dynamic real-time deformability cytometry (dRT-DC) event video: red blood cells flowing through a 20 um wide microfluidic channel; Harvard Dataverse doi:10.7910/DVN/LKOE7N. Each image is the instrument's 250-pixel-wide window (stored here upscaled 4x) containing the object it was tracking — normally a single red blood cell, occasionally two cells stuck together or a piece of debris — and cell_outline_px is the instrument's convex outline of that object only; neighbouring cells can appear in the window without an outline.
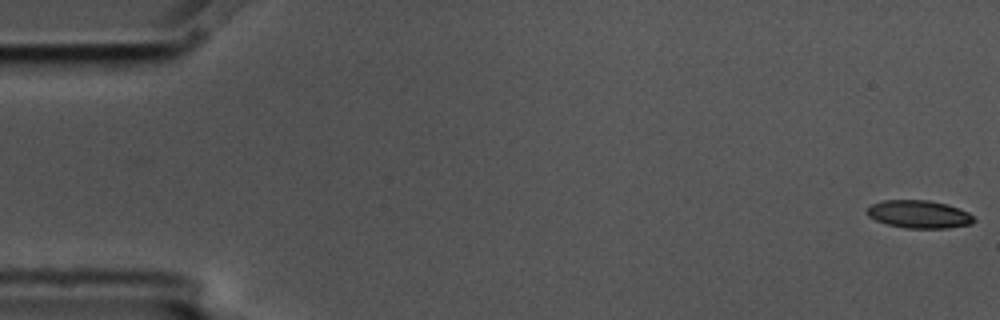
{"species": "common noctule bat (a hibernating species)", "species_latin": "Nyctalus noctula", "temperature_condition": "cold", "stored_images_in_passage": 6, "camera_frame_rate_fps": 3000, "um_per_image_px": 0.085, "animal": {"sex": "male", "body_mass_g": 17.5, "forearm_length_mm": 52.3}, "frame": {"image": 1, "passage_image": 1, "time_ms": 0.0, "image_size_px": [1000, 320], "cell_outline_px": [[976, 220], [972, 224], [948, 228], [904, 228], [888, 224], [876, 220], [868, 216], [868, 208], [872, 204], [884, 200], [928, 200], [944, 204], [968, 212]], "centroid_in_image_um": [78.12, 18.22], "position_along_channel_um": 6.9, "area_um2": 17.11}}